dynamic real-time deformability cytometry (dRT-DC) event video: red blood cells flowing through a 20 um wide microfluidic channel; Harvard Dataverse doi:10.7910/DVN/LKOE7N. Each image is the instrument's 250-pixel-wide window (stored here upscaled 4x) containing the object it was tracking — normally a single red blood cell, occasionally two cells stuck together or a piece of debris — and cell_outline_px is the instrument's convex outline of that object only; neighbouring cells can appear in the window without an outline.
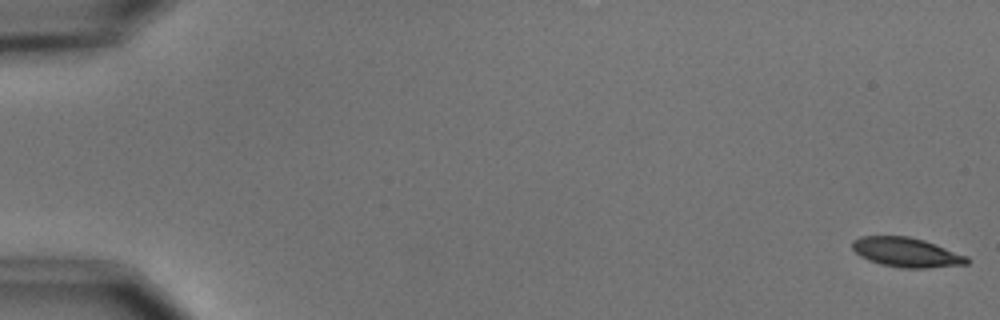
{"species": "common noctule bat (a hibernating species)", "species_latin": "Nyctalus noctula", "temperature_condition": "cold", "stored_images_in_passage": 5, "camera_frame_rate_fps": 3000, "um_per_image_px": 0.085, "animal": {"sex": "male", "body_mass_g": 15.6}, "frame": {"image": 1, "passage_image": 1, "time_ms": 0.0, "image_size_px": [1000, 320], "cell_outline_px": [[968, 264], [928, 268], [900, 268], [880, 264], [868, 260], [860, 256], [852, 248], [852, 240], [860, 236], [908, 236], [924, 240], [968, 256]], "centroid_in_image_um": [77.03, 21.45], "position_along_channel_um": 8.0, "area_um2": 19.77}}
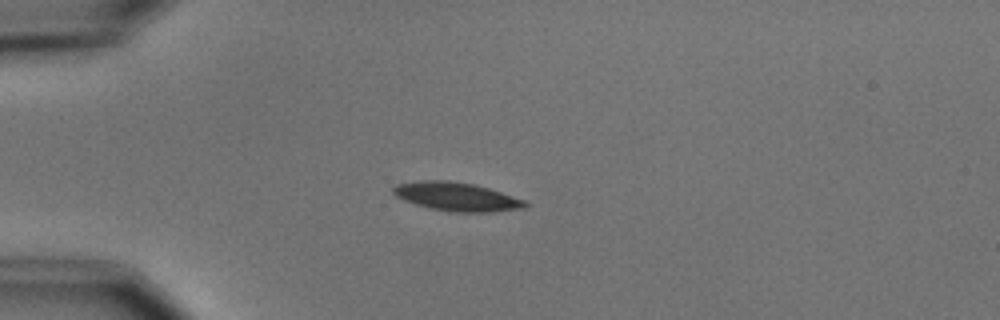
{"frame": {"image": 2, "passage_image": 5, "time_ms": 4.667, "image_size_px": [1000, 320], "cell_outline_px": [[528, 204], [524, 208], [492, 212], [448, 212], [416, 204], [404, 200], [396, 196], [392, 192], [392, 188], [396, 184], [420, 180], [448, 180], [476, 184], [524, 200]], "centroid_in_image_um": [38.79, 16.71], "position_along_channel_um": 46.2, "area_um2": 21.96}}